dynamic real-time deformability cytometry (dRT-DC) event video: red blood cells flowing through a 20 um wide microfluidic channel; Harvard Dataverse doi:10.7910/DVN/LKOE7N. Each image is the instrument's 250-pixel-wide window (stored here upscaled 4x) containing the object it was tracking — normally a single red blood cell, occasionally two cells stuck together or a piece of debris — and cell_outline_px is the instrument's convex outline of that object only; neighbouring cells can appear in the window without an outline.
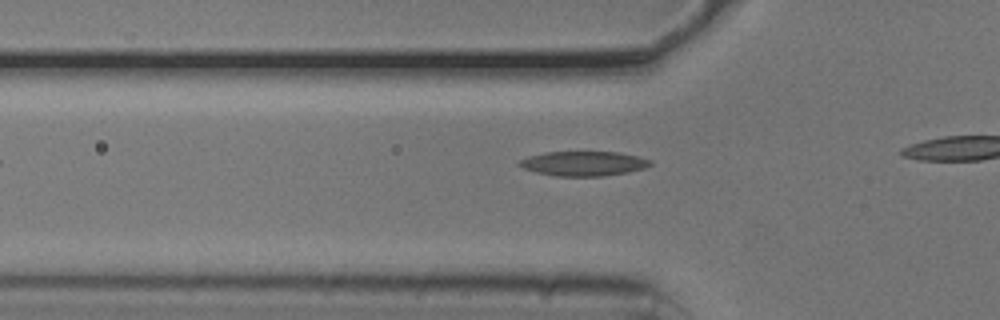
{"species": "common noctule bat (a hibernating species)", "species_latin": "Nyctalus noctula", "temperature_condition": "cold", "stored_images_in_passage": 10, "camera_frame_rate_fps": 3000, "um_per_image_px": 0.085, "animal": {"sex": "male", "body_mass_g": 20.5, "forearm_length_mm": 52.5}, "frame": {"image": 1, "passage_image": 4, "time_ms": 1.0, "image_size_px": [1000, 320], "cell_outline_px": [[652, 164], [644, 168], [628, 172], [604, 176], [556, 176], [536, 172], [524, 168], [516, 164], [520, 160], [528, 156], [544, 152], [616, 152], [636, 156], [652, 160]], "centroid_in_image_um": [49.58, 13.9], "position_along_channel_um": 76.2, "area_um2": 18.73}}
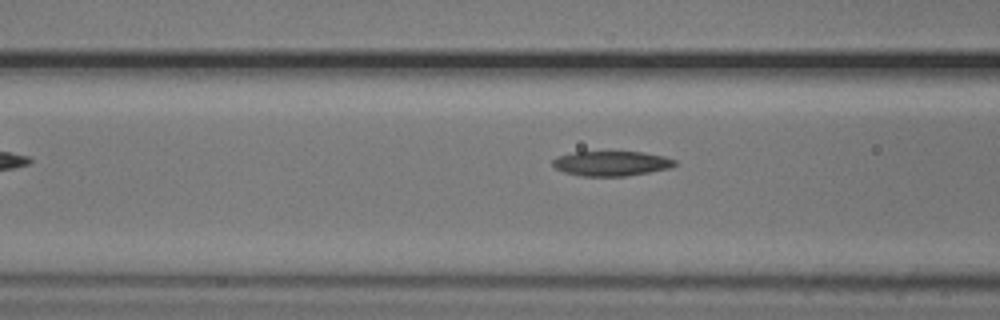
{"frame": {"image": 2, "passage_image": 7, "time_ms": 2.0, "image_size_px": [1000, 320], "cell_outline_px": [[676, 164], [668, 168], [648, 172], [624, 176], [580, 176], [564, 172], [556, 168], [552, 164], [552, 160], [556, 156], [572, 152], [640, 152], [664, 156], [676, 160]], "centroid_in_image_um": [51.92, 13.89], "position_along_channel_um": 114.7, "area_um2": 17.57}}